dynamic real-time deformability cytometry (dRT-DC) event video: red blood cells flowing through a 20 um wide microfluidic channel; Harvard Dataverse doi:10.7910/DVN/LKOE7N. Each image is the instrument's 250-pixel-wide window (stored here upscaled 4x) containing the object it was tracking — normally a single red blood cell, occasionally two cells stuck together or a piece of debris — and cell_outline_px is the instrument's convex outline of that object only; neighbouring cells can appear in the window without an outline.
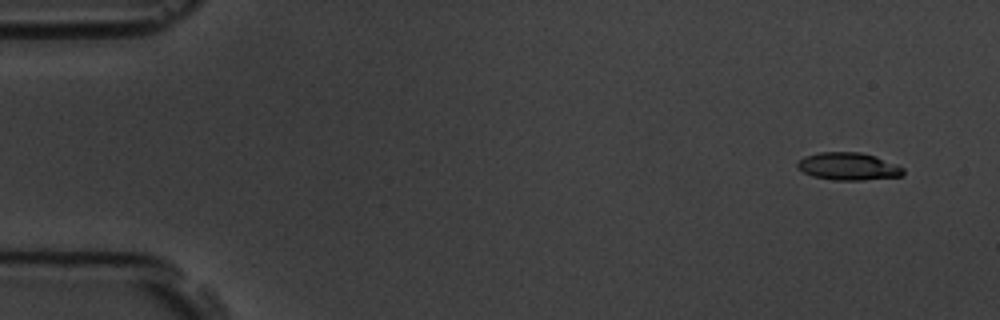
{"species": "common noctule bat (a hibernating species)", "species_latin": "Nyctalus noctula", "temperature_condition": "room temperature", "stored_images_in_passage": 6, "camera_frame_rate_fps": 3000, "um_per_image_px": 0.085, "animal": {"sex": "male", "body_mass_g": 19.5, "forearm_length_mm": 54.6}, "frame": {"image": 1, "passage_image": 1, "time_ms": 0.0, "image_size_px": [1000, 320], "cell_outline_px": [[904, 176], [864, 180], [836, 180], [812, 176], [796, 168], [796, 164], [804, 156], [820, 152], [860, 152], [876, 156], [896, 164], [904, 168]], "centroid_in_image_um": [72.12, 14.14], "position_along_channel_um": 12.9, "area_um2": 17.11}}
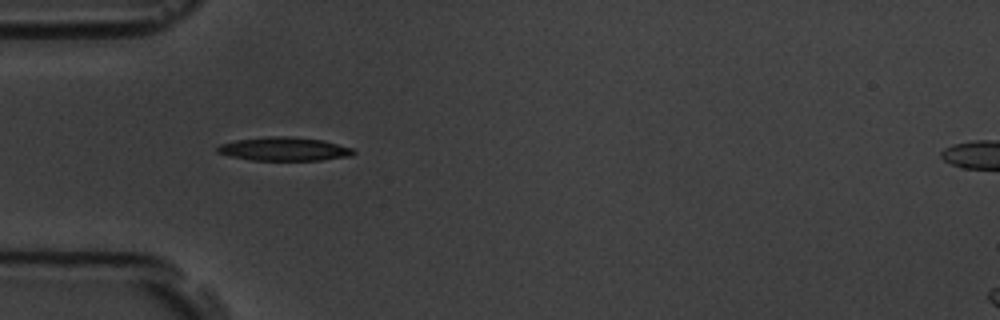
{"frame": {"image": 2, "passage_image": 5, "time_ms": 4.667, "image_size_px": [1000, 320], "cell_outline_px": [[356, 152], [352, 156], [320, 160], [252, 160], [232, 156], [216, 152], [216, 148], [220, 144], [236, 140], [268, 136], [288, 136], [324, 140], [352, 148]], "centroid_in_image_um": [24.17, 12.66], "position_along_channel_um": 60.8, "area_um2": 18.67}}
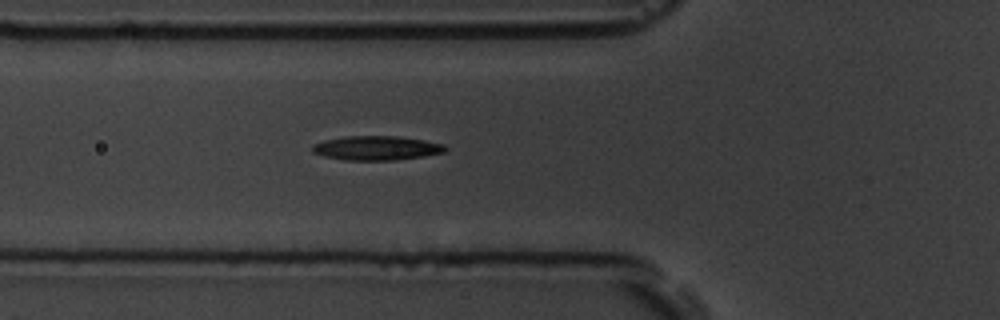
{"frame": {"image": 3, "passage_image": 6, "time_ms": 5.667, "image_size_px": [1000, 320], "cell_outline_px": [[448, 148], [444, 152], [424, 156], [396, 160], [344, 160], [324, 156], [312, 152], [312, 144], [324, 140], [344, 136], [396, 136], [424, 140], [444, 144]], "centroid_in_image_um": [31.99, 12.58], "position_along_channel_um": 93.8, "area_um2": 18.84}}